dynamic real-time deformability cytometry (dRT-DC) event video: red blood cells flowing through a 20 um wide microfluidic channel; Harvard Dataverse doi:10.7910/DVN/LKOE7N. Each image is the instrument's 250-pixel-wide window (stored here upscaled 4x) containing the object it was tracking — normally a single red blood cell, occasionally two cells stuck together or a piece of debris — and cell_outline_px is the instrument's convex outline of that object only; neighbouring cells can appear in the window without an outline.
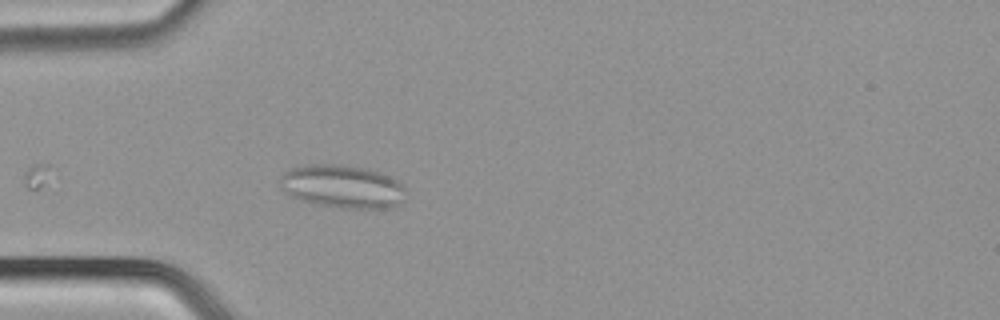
{"species": "common noctule bat (a hibernating species)", "species_latin": "Nyctalus noctula", "temperature_condition": "cold", "stored_images_in_passage": 39, "camera_frame_rate_fps": 3000, "um_per_image_px": 0.085, "animal": {"sex": "male", "body_mass_g": 21.5, "forearm_length_mm": 52.0}, "frame": {"image": 1, "passage_image": 4, "time_ms": 1.0, "image_size_px": [1000, 320], "cell_outline_px": [[404, 200], [400, 204], [392, 208], [340, 208], [316, 204], [300, 200], [288, 196], [280, 188], [280, 176], [284, 172], [292, 168], [308, 164], [340, 164], [364, 168], [380, 172], [404, 184]], "centroid_in_image_um": [29.08, 15.86], "position_along_channel_um": 55.9, "area_um2": 31.96}}